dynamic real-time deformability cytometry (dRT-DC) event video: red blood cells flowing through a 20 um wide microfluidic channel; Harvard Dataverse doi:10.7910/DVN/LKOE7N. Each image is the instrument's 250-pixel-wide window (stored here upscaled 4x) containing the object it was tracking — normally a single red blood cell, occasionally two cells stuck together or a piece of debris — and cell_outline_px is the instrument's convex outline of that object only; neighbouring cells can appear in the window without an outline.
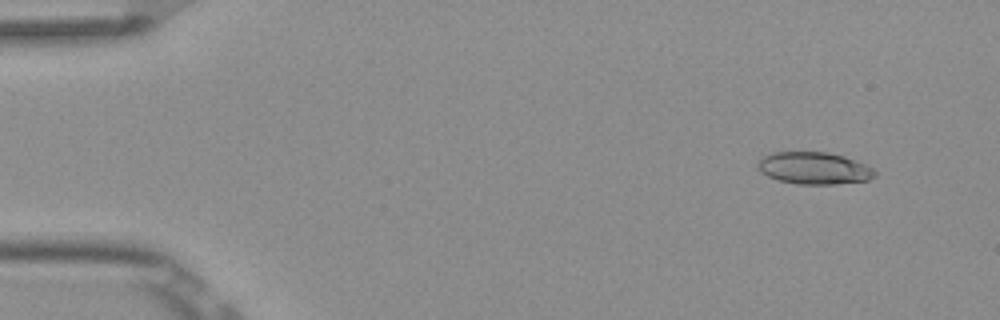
{"species": "Egyptian fruit bat (a non-hibernating species)", "species_latin": "Rousettus aegyptiacus", "temperature_condition": "room temperature", "stored_images_in_passage": 5, "camera_frame_rate_fps": 3000, "um_per_image_px": 0.085, "frame": {"image": 1, "passage_image": 2, "time_ms": 0.333, "image_size_px": [1000, 320], "cell_outline_px": [[876, 176], [868, 180], [836, 184], [800, 184], [780, 180], [768, 176], [760, 172], [756, 164], [764, 156], [772, 152], [828, 152], [844, 156], [864, 164], [872, 168], [876, 172]], "centroid_in_image_um": [69.19, 14.29], "position_along_channel_um": 15.8, "area_um2": 21.79}}
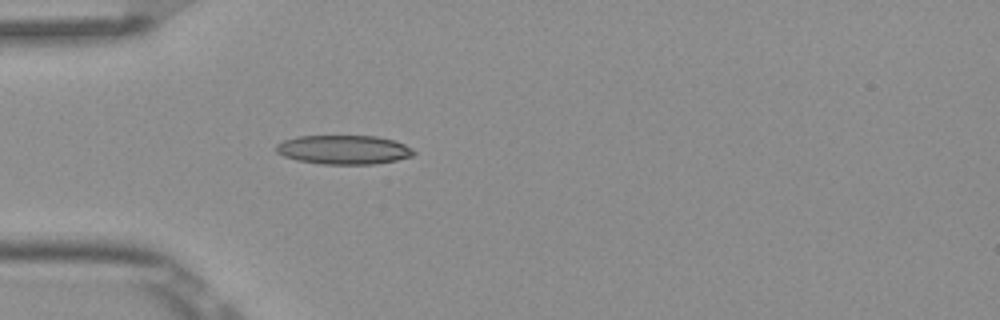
{"frame": {"image": 2, "passage_image": 5, "time_ms": 1.333, "image_size_px": [1000, 320], "cell_outline_px": [[416, 152], [412, 156], [396, 160], [372, 164], [320, 164], [296, 160], [284, 156], [276, 152], [276, 144], [284, 140], [296, 136], [376, 136], [392, 140], [404, 144], [412, 148]], "centroid_in_image_um": [29.19, 12.72], "position_along_channel_um": 55.8, "area_um2": 23.29}}